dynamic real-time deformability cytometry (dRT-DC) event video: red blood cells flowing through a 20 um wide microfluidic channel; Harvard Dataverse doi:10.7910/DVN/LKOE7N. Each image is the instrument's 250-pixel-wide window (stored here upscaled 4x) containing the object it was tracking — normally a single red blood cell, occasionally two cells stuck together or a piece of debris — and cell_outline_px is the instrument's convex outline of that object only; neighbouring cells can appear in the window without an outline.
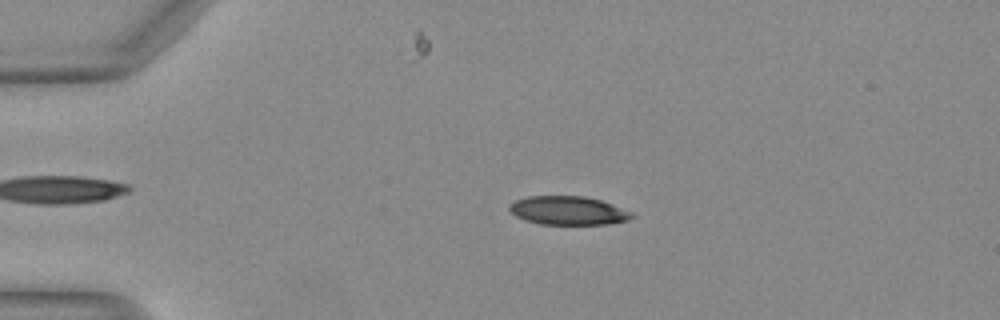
{"species": "Egyptian fruit bat (a non-hibernating species)", "species_latin": "Rousettus aegyptiacus", "temperature_condition": "warm", "stored_images_in_passage": 51, "segment_of_instrument_passage": [1, 2], "camera_frame_rate_fps": 3000, "um_per_image_px": 0.085, "animal": {"sex": "female"}, "frame": {"image": 1, "passage_image": 11, "time_ms": 3.333, "image_size_px": [1000, 320], "cell_outline_px": [[636, 216], [628, 220], [608, 224], [540, 224], [524, 220], [516, 216], [508, 208], [508, 204], [516, 200], [528, 196], [584, 196], [600, 200], [612, 204], [632, 212]], "centroid_in_image_um": [48.29, 17.9], "position_along_channel_um": 36.7, "area_um2": 20.46}}
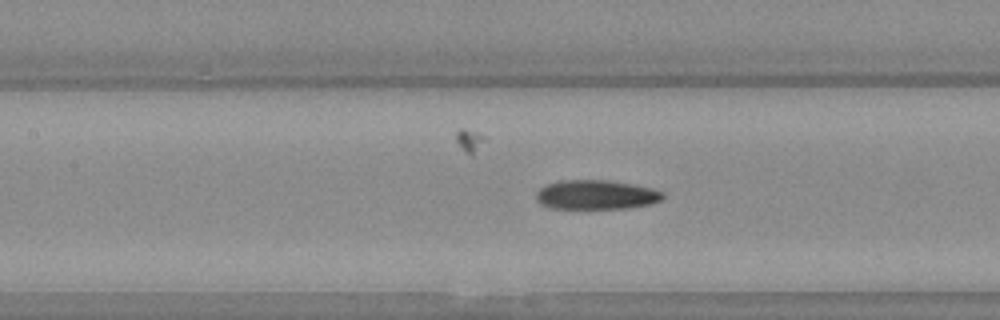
{"frame": {"image": 2, "passage_image": 23, "time_ms": 7.333, "image_size_px": [1000, 320], "cell_outline_px": [[664, 196], [660, 200], [652, 204], [628, 208], [548, 208], [540, 204], [536, 200], [536, 192], [544, 184], [560, 180], [608, 180], [632, 184], [652, 188], [664, 192]], "centroid_in_image_um": [50.64, 16.55], "position_along_channel_um": 156.8, "area_um2": 21.85}}
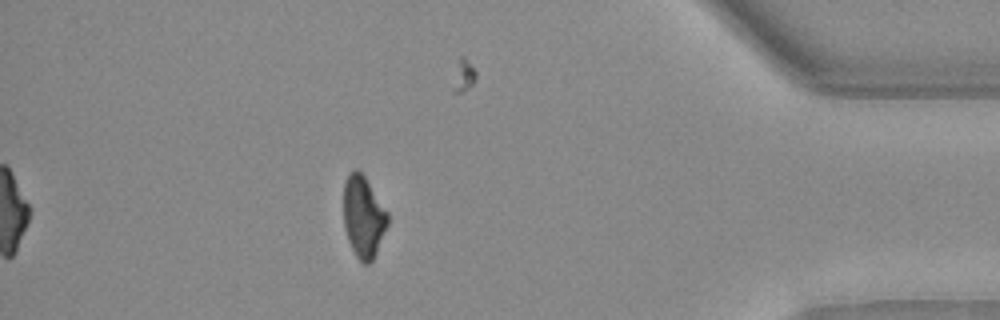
{"frame": {"image": 3, "passage_image": 44, "time_ms": 14.333, "image_size_px": [1000, 320], "cell_outline_px": [[388, 224], [376, 252], [372, 260], [368, 264], [364, 264], [356, 256], [348, 240], [344, 228], [344, 184], [348, 176], [356, 168], [364, 176], [388, 212]], "centroid_in_image_um": [30.89, 18.44], "position_along_channel_um": 404.3, "area_um2": 20.63}}